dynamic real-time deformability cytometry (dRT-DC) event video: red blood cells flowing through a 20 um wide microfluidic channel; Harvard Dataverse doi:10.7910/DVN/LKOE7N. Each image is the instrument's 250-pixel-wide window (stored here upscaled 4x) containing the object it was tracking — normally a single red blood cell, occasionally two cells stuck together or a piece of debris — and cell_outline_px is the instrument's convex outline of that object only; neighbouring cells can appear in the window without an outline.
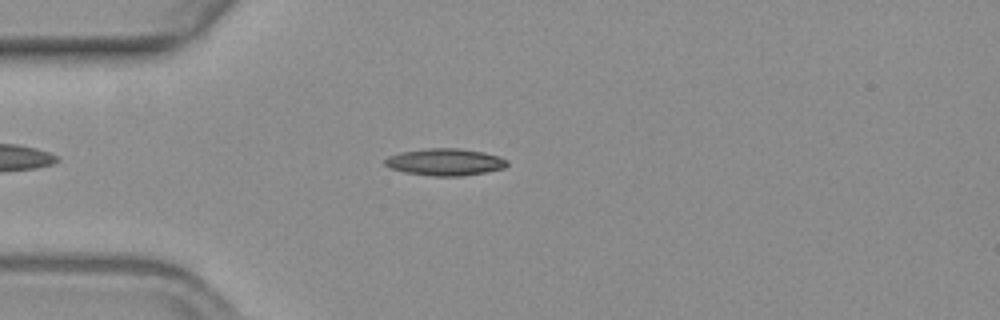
{"species": "common noctule bat (a hibernating species)", "species_latin": "Nyctalus noctula", "temperature_condition": "warm", "stored_images_in_passage": 51, "camera_frame_rate_fps": 3000, "um_per_image_px": 0.085, "animal": {"sex": "female", "body_mass_g": 19.3, "forearm_length_mm": 54.1}, "frame": {"image": 1, "passage_image": 10, "time_ms": 3.0, "image_size_px": [1000, 320], "cell_outline_px": [[508, 164], [504, 168], [484, 172], [460, 176], [432, 176], [404, 172], [392, 168], [384, 164], [384, 160], [388, 156], [400, 152], [428, 148], [456, 148], [484, 152], [500, 156], [508, 160]], "centroid_in_image_um": [37.84, 13.76], "position_along_channel_um": 47.2, "area_um2": 19.19}}
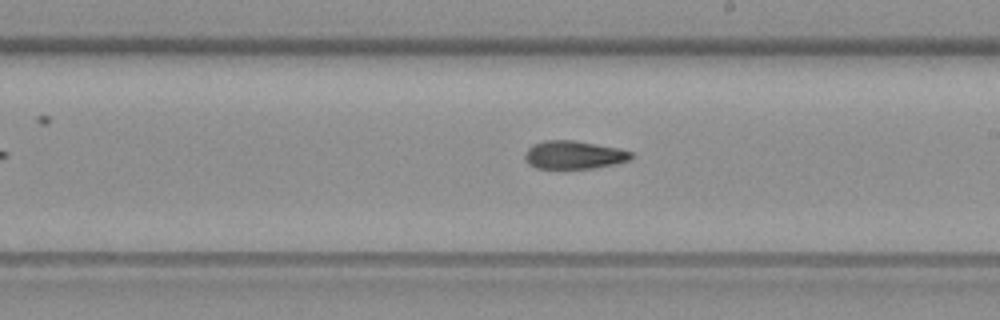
{"frame": {"image": 2, "passage_image": 27, "time_ms": 8.667, "image_size_px": [1000, 320], "cell_outline_px": [[632, 156], [628, 160], [616, 164], [592, 168], [536, 168], [528, 164], [524, 160], [524, 152], [532, 144], [544, 140], [572, 140], [616, 148], [632, 152]], "centroid_in_image_um": [48.7, 13.17], "position_along_channel_um": 240.3, "area_um2": 17.34}}
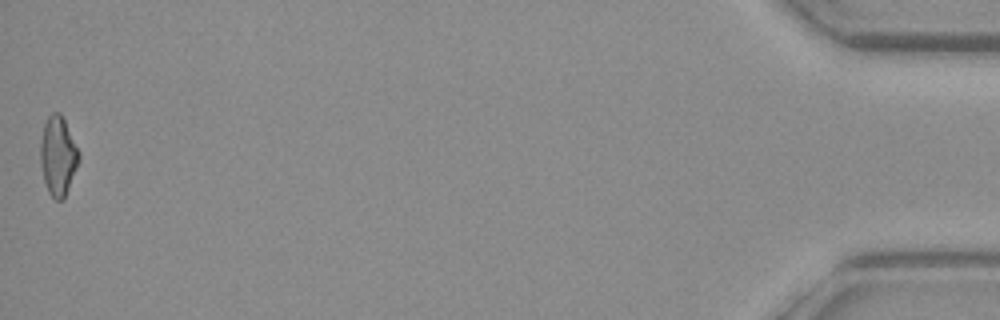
{"frame": {"image": 3, "passage_image": 51, "time_ms": 16.667, "image_size_px": [1000, 320], "cell_outline_px": [[80, 160], [64, 200], [56, 200], [48, 192], [44, 180], [40, 164], [40, 140], [44, 124], [48, 116], [52, 112], [60, 112], [80, 152]], "centroid_in_image_um": [4.93, 13.26], "position_along_channel_um": 430.3, "area_um2": 17.92}, "authors_computed_cell_mechanics": {"area_um2": 17.3978, "velocity_mm_per_s": 3.6636, "shape_relaxation_time_tau1_ms": null, "shape_relaxation_time_tau2_ms": 10.7359, "deformation_change_tau1": null, "deformation_change_tau2": 0.2259}}